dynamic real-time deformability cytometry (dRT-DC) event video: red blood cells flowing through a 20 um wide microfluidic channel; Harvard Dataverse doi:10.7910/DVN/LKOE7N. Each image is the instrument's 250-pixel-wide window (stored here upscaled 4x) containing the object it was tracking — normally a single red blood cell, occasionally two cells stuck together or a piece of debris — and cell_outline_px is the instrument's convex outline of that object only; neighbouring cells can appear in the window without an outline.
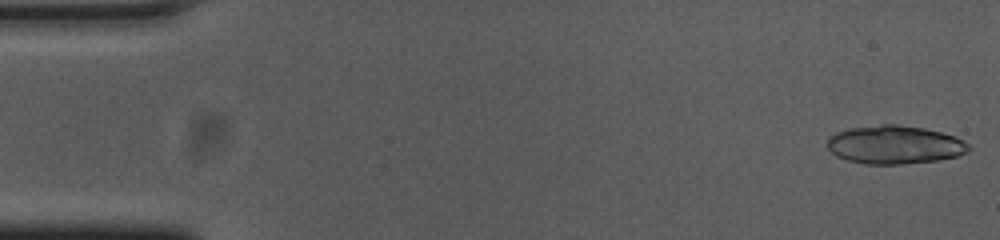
{"species": "common noctule bat (a hibernating species)", "species_latin": "Nyctalus noctula", "temperature_condition": "cold", "stored_images_in_passage": 55, "camera_frame_rate_fps": 3000, "um_per_image_px": 0.085, "animal": {"sex": "female", "body_mass_g": 23.0, "forearm_length_mm": 53.4}, "frame": {"image": 1, "passage_image": 1, "time_ms": 0.0, "image_size_px": [1000, 240], "cell_outline_px": [[972, 148], [968, 152], [956, 156], [940, 160], [900, 164], [864, 164], [848, 160], [836, 156], [828, 148], [828, 140], [836, 132], [852, 128], [884, 124], [896, 124], [924, 128], [956, 136], [968, 144]], "centroid_in_image_um": [76.08, 12.31], "position_along_channel_um": 8.9, "area_um2": 31.5}}
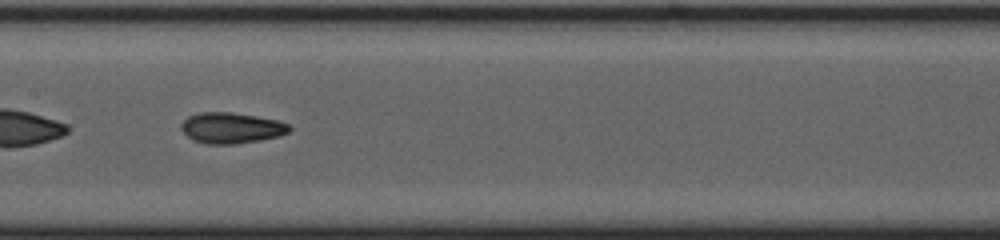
{"frame": {"image": 2, "passage_image": 27, "time_ms": 8.667, "image_size_px": [1000, 240], "cell_outline_px": [[292, 128], [288, 132], [280, 136], [260, 140], [236, 144], [208, 144], [192, 140], [180, 128], [180, 124], [188, 116], [200, 112], [232, 112], [256, 116], [276, 120], [288, 124]], "centroid_in_image_um": [19.65, 10.87], "position_along_channel_um": 187.7, "area_um2": 19.48}}
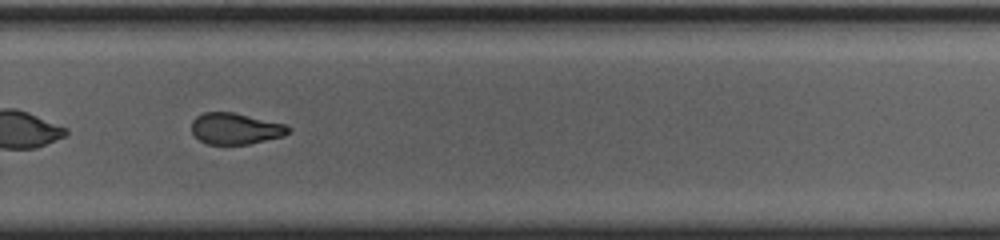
{"frame": {"image": 3, "passage_image": 37, "time_ms": 12.0, "image_size_px": [1000, 240], "cell_outline_px": [[292, 128], [284, 136], [248, 144], [208, 144], [200, 140], [192, 132], [192, 120], [196, 116], [204, 112], [232, 112], [288, 124]], "centroid_in_image_um": [20.04, 10.92], "position_along_channel_um": 309.8, "area_um2": 17.69}, "authors_computed_cell_mechanics": {"area_um2": 19.0162, "velocity_mm_per_s": 3.6732, "shape_relaxation_time_tau1_ms": 4.1013, "shape_relaxation_time_tau2_ms": 1.9605, "deformation_change_tau1": 0.1689, "deformation_change_tau2": 0.0881}}